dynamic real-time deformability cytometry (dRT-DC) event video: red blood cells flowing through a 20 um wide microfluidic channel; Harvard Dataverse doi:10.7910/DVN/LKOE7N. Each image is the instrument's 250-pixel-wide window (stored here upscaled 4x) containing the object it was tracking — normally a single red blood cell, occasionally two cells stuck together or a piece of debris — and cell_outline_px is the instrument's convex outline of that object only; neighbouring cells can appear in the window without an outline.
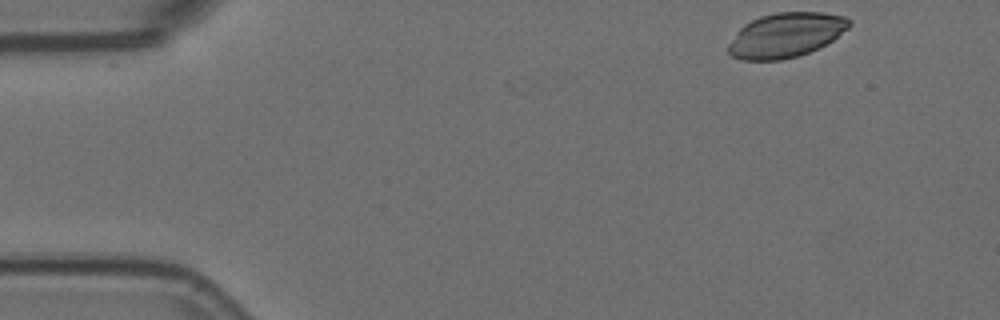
{"species": "Egyptian fruit bat (a non-hibernating species)", "species_latin": "Rousettus aegyptiacus", "temperature_condition": "room temperature", "stored_images_in_passage": 46, "camera_frame_rate_fps": 3000, "um_per_image_px": 0.085, "animal": {"sex": "female"}, "frame": {"image": 1, "passage_image": 1, "time_ms": 0.0, "image_size_px": [1000, 320], "cell_outline_px": [[852, 24], [848, 28], [832, 40], [808, 52], [796, 56], [780, 60], [740, 60], [732, 56], [728, 52], [728, 44], [736, 32], [744, 24], [760, 16], [776, 12], [820, 12], [844, 16], [852, 20]], "centroid_in_image_um": [66.77, 2.97], "position_along_channel_um": 18.2, "area_um2": 31.27}}
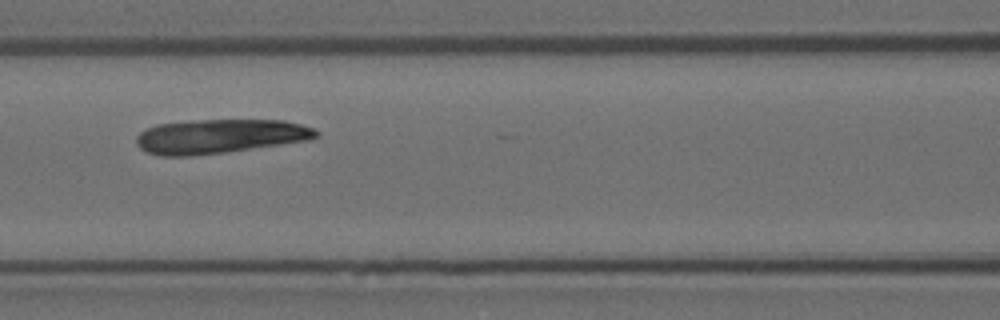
{"frame": {"image": 2, "passage_image": 20, "time_ms": 6.333, "image_size_px": [1000, 320], "cell_outline_px": [[320, 136], [308, 140], [224, 152], [188, 156], [160, 156], [144, 152], [136, 144], [136, 136], [140, 132], [156, 124], [200, 120], [284, 120], [300, 124], [312, 128], [320, 132]], "centroid_in_image_um": [18.65, 11.58], "position_along_channel_um": 148.0, "area_um2": 35.72}}
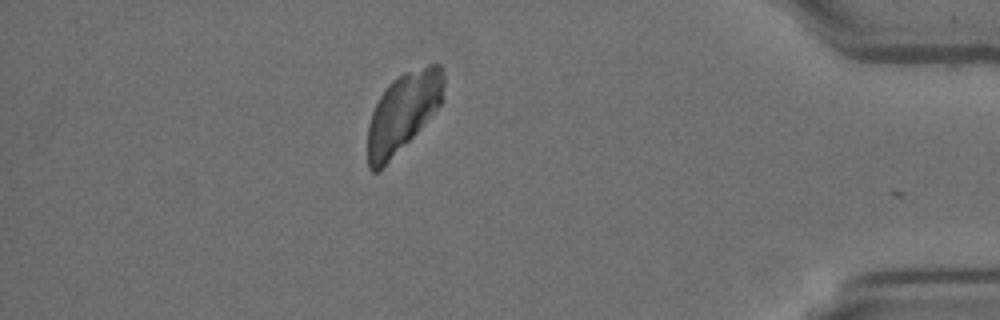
{"frame": {"image": 3, "passage_image": 45, "time_ms": 14.667, "image_size_px": [1000, 320], "cell_outline_px": [[444, 100], [416, 132], [376, 172], [372, 172], [368, 168], [368, 124], [372, 112], [380, 96], [388, 84], [396, 76], [404, 72], [428, 64], [440, 64], [444, 68]], "centroid_in_image_um": [34.28, 9.45], "position_along_channel_um": 400.9, "area_um2": 34.51}}